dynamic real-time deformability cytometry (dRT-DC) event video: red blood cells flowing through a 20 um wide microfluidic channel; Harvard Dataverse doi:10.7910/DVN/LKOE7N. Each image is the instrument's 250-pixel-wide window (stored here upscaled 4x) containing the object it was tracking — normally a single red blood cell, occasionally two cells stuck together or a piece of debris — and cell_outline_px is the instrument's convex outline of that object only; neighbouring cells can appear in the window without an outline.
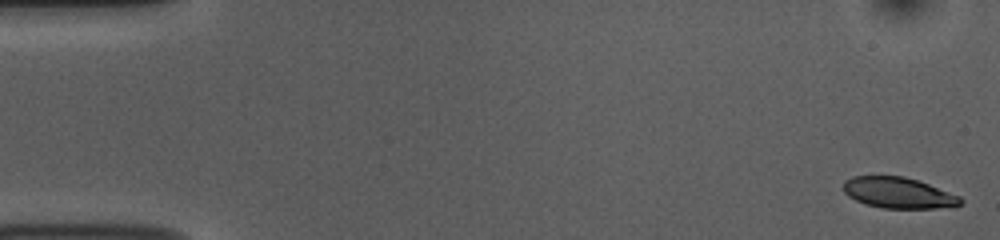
{"species": "common noctule bat (a hibernating species)", "species_latin": "Nyctalus noctula", "temperature_condition": "room temperature", "stored_images_in_passage": 53, "camera_frame_rate_fps": 3000, "um_per_image_px": 0.085, "animal": {"sex": "female", "body_mass_g": 10.0, "forearm_length_mm": 53.1}, "frame": {"image": 1, "passage_image": 1, "time_ms": 0.0, "image_size_px": [1000, 240], "cell_outline_px": [[964, 200], [960, 204], [936, 208], [880, 208], [856, 200], [848, 196], [844, 192], [844, 180], [852, 176], [904, 176], [928, 184], [960, 196]], "centroid_in_image_um": [76.34, 16.38], "position_along_channel_um": 8.7, "area_um2": 20.87}}
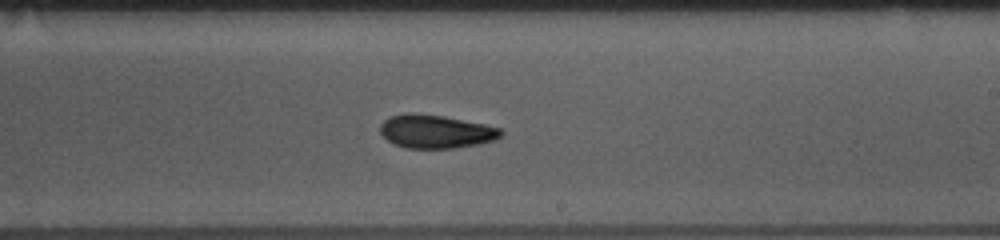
{"frame": {"image": 2, "passage_image": 31, "time_ms": 10.0, "image_size_px": [1000, 240], "cell_outline_px": [[504, 132], [496, 140], [480, 144], [452, 148], [404, 148], [388, 140], [380, 132], [380, 124], [388, 116], [408, 112], [412, 112], [444, 116], [484, 124], [500, 128]], "centroid_in_image_um": [37.04, 11.17], "position_along_channel_um": 252.0, "area_um2": 23.64}}
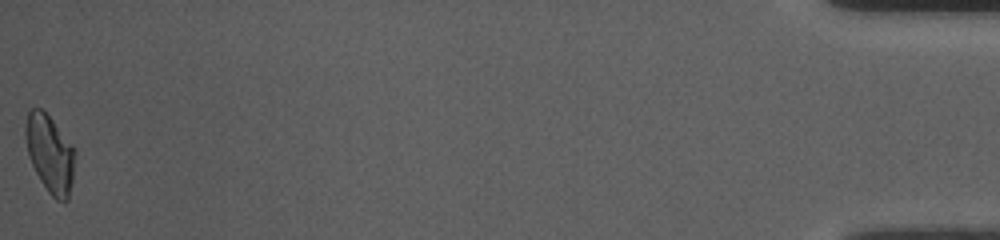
{"frame": {"image": 3, "passage_image": 53, "time_ms": 17.333, "image_size_px": [1000, 240], "cell_outline_px": [[76, 152], [72, 180], [68, 200], [64, 204], [56, 200], [48, 192], [40, 180], [28, 156], [24, 136], [24, 128], [28, 112], [32, 108], [40, 108], [52, 120], [76, 148]], "centroid_in_image_um": [4.25, 13.09], "position_along_channel_um": 431.0, "area_um2": 22.66}, "authors_computed_cell_mechanics": {"area_um2": 22.6576, "velocity_mm_per_s": 3.7576, "shape_relaxation_time_tau1_ms": 4.3581, "shape_relaxation_time_tau2_ms": 3.4821, "deformation_change_tau1": 0.1447, "deformation_change_tau2": 0.0858}}